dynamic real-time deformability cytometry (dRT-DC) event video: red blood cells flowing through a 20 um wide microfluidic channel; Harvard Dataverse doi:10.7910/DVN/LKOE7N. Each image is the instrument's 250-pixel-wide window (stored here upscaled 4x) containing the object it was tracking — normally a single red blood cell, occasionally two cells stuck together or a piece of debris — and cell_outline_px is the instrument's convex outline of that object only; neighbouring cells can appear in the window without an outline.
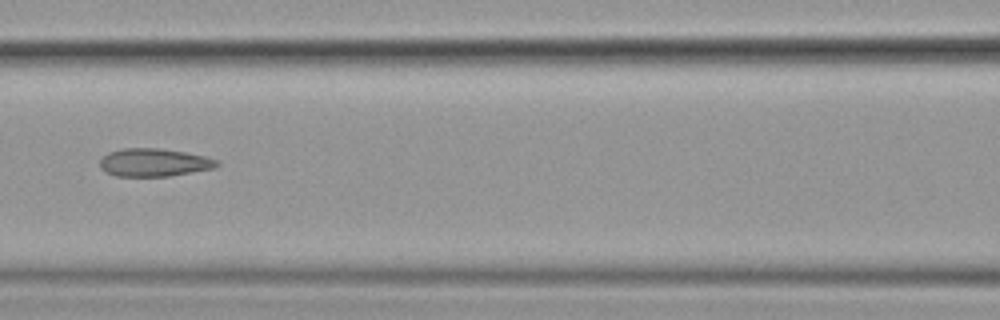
{"species": "common noctule bat (a hibernating species)", "species_latin": "Nyctalus noctula", "temperature_condition": "cold", "stored_images_in_passage": 15, "camera_frame_rate_fps": 3000, "um_per_image_px": 0.085, "animal": {"sex": "female", "body_mass_g": 19.9}, "frame": {"image": 1, "passage_image": 7, "time_ms": 2.0, "image_size_px": [1000, 320], "cell_outline_px": [[220, 164], [216, 168], [168, 176], [116, 176], [100, 168], [100, 160], [108, 152], [124, 148], [156, 148], [184, 152], [204, 156], [216, 160]], "centroid_in_image_um": [13.09, 13.81], "position_along_channel_um": 153.5, "area_um2": 18.9}}
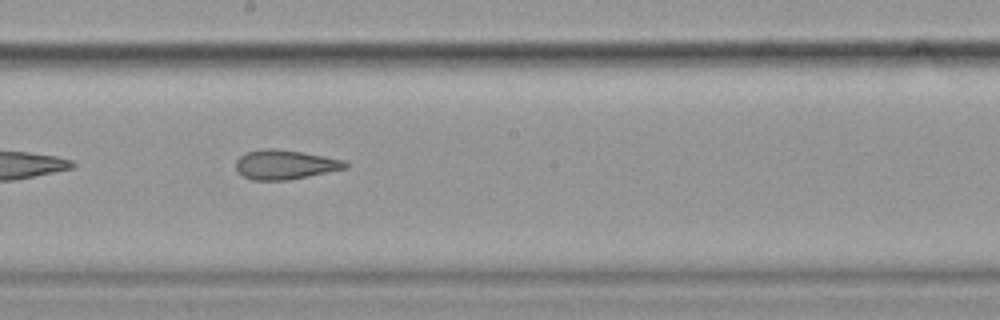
{"frame": {"image": 2, "passage_image": 9, "time_ms": 2.667, "image_size_px": [1000, 320], "cell_outline_px": [[348, 168], [288, 180], [252, 180], [244, 176], [236, 168], [236, 160], [240, 156], [248, 152], [260, 148], [272, 148], [300, 152], [324, 156], [344, 160], [348, 164]], "centroid_in_image_um": [24.23, 13.99], "position_along_channel_um": 224.0, "area_um2": 18.61}}
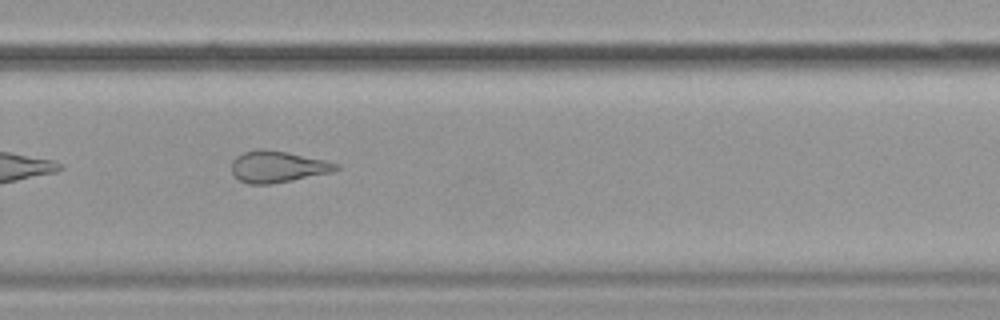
{"frame": {"image": 3, "passage_image": 11, "time_ms": 3.333, "image_size_px": [1000, 320], "cell_outline_px": [[340, 168], [332, 172], [272, 184], [248, 184], [240, 180], [232, 172], [232, 160], [236, 156], [244, 152], [260, 148], [264, 148], [288, 152], [324, 160], [340, 164]], "centroid_in_image_um": [23.6, 14.16], "position_along_channel_um": 306.2, "area_um2": 19.19}}